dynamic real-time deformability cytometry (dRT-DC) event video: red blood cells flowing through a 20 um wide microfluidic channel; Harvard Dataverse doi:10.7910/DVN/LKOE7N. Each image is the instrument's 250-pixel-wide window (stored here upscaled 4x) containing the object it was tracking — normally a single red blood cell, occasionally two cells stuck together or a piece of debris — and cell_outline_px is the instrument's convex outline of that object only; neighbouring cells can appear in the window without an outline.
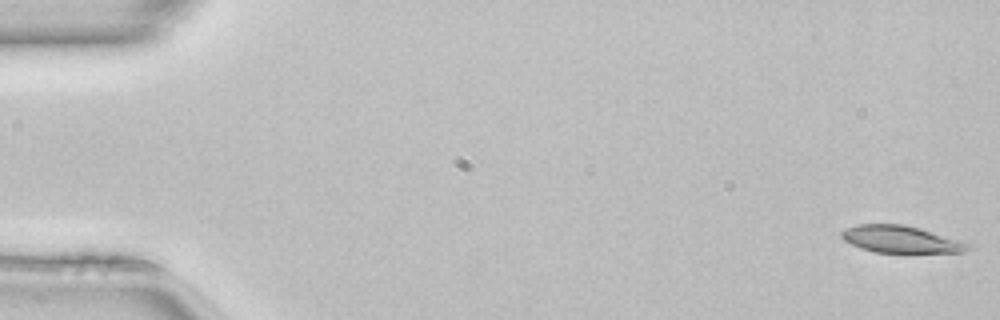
{"species": "common noctule bat (a hibernating species)", "species_latin": "Nyctalus noctula", "temperature_condition": "room temperature", "stored_images_in_passage": 50, "camera_frame_rate_fps": 3000, "um_per_image_px": 0.085, "animal": {"sex": "female", "body_mass_g": 22.7, "forearm_length_mm": 54.2}, "frame": {"image": 1, "passage_image": 1, "time_ms": 0.0, "image_size_px": [1000, 320], "cell_outline_px": [[972, 248], [964, 252], [876, 252], [860, 248], [844, 240], [840, 236], [840, 232], [844, 228], [856, 224], [904, 224], [920, 228], [964, 240], [972, 244]], "centroid_in_image_um": [76.61, 20.33], "position_along_channel_um": 8.4, "area_um2": 20.23}}
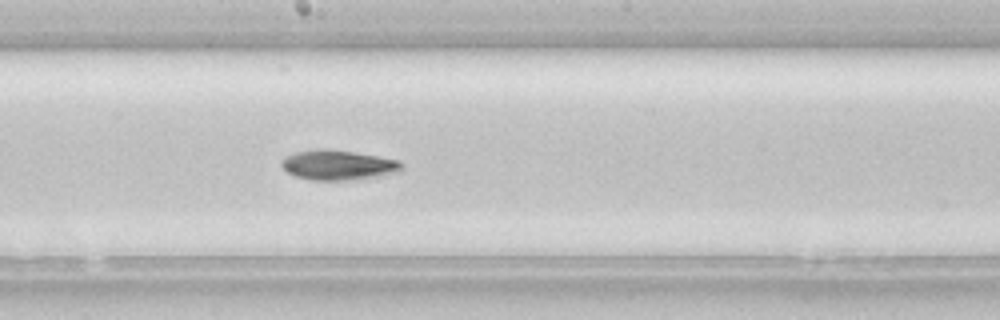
{"frame": {"image": 2, "passage_image": 27, "time_ms": 8.667, "image_size_px": [1000, 320], "cell_outline_px": [[404, 168], [392, 172], [352, 180], [312, 180], [296, 176], [288, 172], [280, 164], [280, 160], [284, 156], [296, 152], [316, 148], [324, 148], [352, 152], [400, 160], [404, 164]], "centroid_in_image_um": [28.67, 14.01], "position_along_channel_um": 219.5, "area_um2": 20.69}}
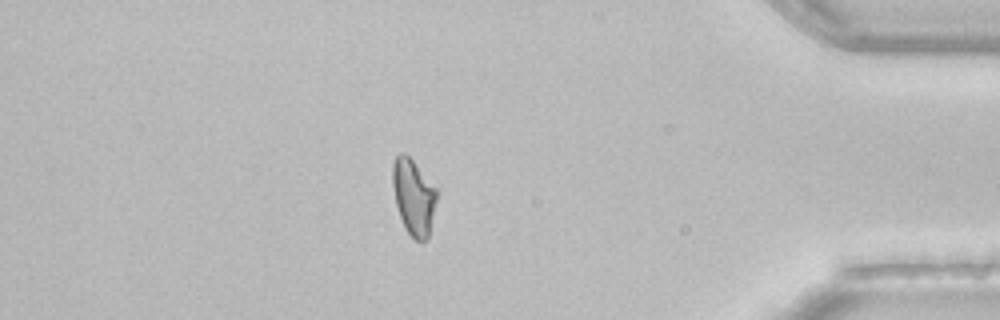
{"frame": {"image": 3, "passage_image": 43, "time_ms": 14.0, "image_size_px": [1000, 320], "cell_outline_px": [[436, 200], [428, 240], [420, 244], [404, 228], [396, 204], [392, 184], [392, 164], [396, 156], [400, 152], [404, 152], [412, 160], [436, 188]], "centroid_in_image_um": [35.14, 16.76], "position_along_channel_um": 400.1, "area_um2": 19.42}, "authors_computed_cell_mechanics": {"area_um2": 20.6635, "velocity_mm_per_s": 4.1274, "shape_relaxation_time_tau1_ms": 4.4584, "shape_relaxation_time_tau2_ms": null, "deformation_change_tau1": 0.1721, "deformation_change_tau2": null}}